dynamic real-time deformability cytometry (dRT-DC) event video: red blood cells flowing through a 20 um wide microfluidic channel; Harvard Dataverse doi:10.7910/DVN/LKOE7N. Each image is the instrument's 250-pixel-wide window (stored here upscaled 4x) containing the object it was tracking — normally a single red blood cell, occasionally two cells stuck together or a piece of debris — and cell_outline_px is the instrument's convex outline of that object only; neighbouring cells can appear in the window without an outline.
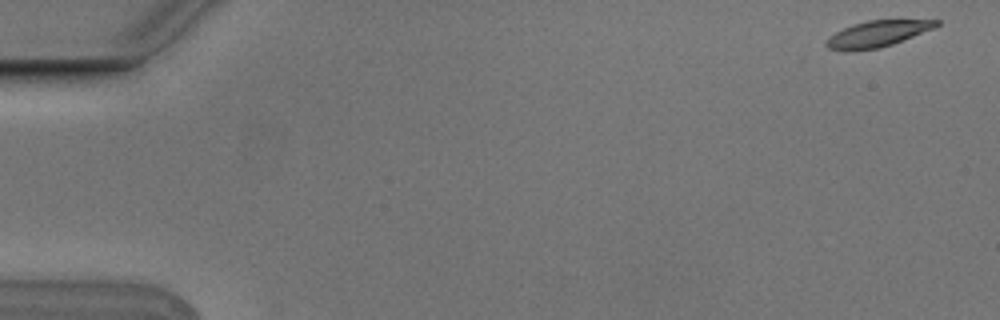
{"species": "Egyptian fruit bat (a non-hibernating species)", "species_latin": "Rousettus aegyptiacus", "temperature_condition": "cold", "stored_images_in_passage": 4, "camera_frame_rate_fps": 3000, "um_per_image_px": 0.085, "animal": {"sex": "male"}, "frame": {"image": 1, "passage_image": 1, "time_ms": 0.0, "image_size_px": [1000, 320], "cell_outline_px": [[940, 24], [932, 28], [892, 44], [880, 48], [852, 52], [844, 52], [828, 48], [824, 44], [828, 36], [852, 24], [868, 20], [940, 20]], "centroid_in_image_um": [74.48, 2.9], "position_along_channel_um": 10.5, "area_um2": 16.82}}